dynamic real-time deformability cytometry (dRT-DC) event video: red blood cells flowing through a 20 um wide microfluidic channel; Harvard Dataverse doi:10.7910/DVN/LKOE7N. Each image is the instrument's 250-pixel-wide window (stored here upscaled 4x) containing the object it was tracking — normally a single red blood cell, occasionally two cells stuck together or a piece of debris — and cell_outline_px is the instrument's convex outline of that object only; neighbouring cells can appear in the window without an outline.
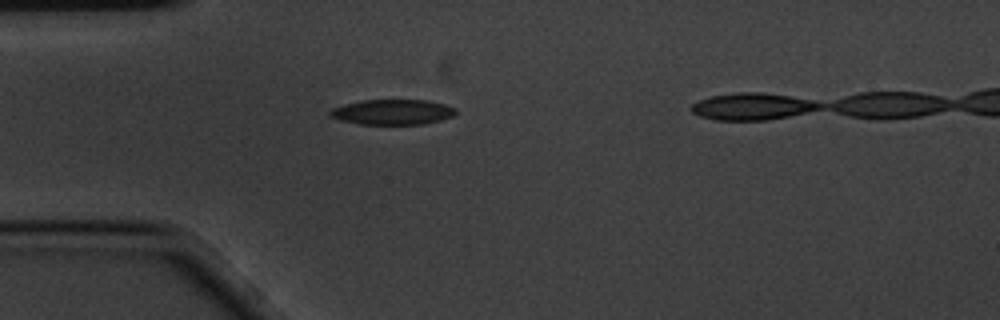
{"species": "common noctule bat (a hibernating species)", "species_latin": "Nyctalus noctula", "temperature_condition": "cold", "stored_images_in_passage": 2, "camera_frame_rate_fps": 3000, "um_per_image_px": 0.085, "animal": {"sex": "male", "body_mass_g": 20.1, "forearm_length_mm": 53.5}, "frame": {"image": 1, "passage_image": 2, "time_ms": 0.333, "image_size_px": [1000, 320], "cell_outline_px": [[456, 112], [452, 116], [440, 120], [424, 124], [360, 124], [340, 120], [328, 116], [328, 112], [332, 108], [344, 104], [360, 100], [424, 100], [444, 104], [456, 108]], "centroid_in_image_um": [33.32, 9.52], "position_along_channel_um": 51.7, "area_um2": 18.5}}